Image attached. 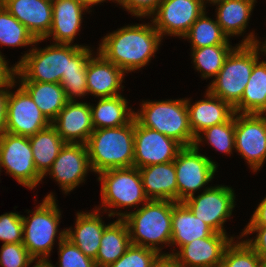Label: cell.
Segmentation results:
<instances>
[{
    "label": "cell",
    "mask_w": 266,
    "mask_h": 267,
    "mask_svg": "<svg viewBox=\"0 0 266 267\" xmlns=\"http://www.w3.org/2000/svg\"><path fill=\"white\" fill-rule=\"evenodd\" d=\"M105 1L106 0H100V4L105 2ZM107 1L115 2V3H117V5H120V6L125 2V0H107Z\"/></svg>",
    "instance_id": "obj_50"
},
{
    "label": "cell",
    "mask_w": 266,
    "mask_h": 267,
    "mask_svg": "<svg viewBox=\"0 0 266 267\" xmlns=\"http://www.w3.org/2000/svg\"><path fill=\"white\" fill-rule=\"evenodd\" d=\"M247 225H266V195L257 205Z\"/></svg>",
    "instance_id": "obj_45"
},
{
    "label": "cell",
    "mask_w": 266,
    "mask_h": 267,
    "mask_svg": "<svg viewBox=\"0 0 266 267\" xmlns=\"http://www.w3.org/2000/svg\"><path fill=\"white\" fill-rule=\"evenodd\" d=\"M160 256V253L153 249L131 244L126 252L109 267H152Z\"/></svg>",
    "instance_id": "obj_38"
},
{
    "label": "cell",
    "mask_w": 266,
    "mask_h": 267,
    "mask_svg": "<svg viewBox=\"0 0 266 267\" xmlns=\"http://www.w3.org/2000/svg\"><path fill=\"white\" fill-rule=\"evenodd\" d=\"M206 7L203 0H162L150 21L162 39L166 35L182 39Z\"/></svg>",
    "instance_id": "obj_13"
},
{
    "label": "cell",
    "mask_w": 266,
    "mask_h": 267,
    "mask_svg": "<svg viewBox=\"0 0 266 267\" xmlns=\"http://www.w3.org/2000/svg\"><path fill=\"white\" fill-rule=\"evenodd\" d=\"M162 37L151 22L125 25L106 34L97 51L125 74L148 65L159 50Z\"/></svg>",
    "instance_id": "obj_2"
},
{
    "label": "cell",
    "mask_w": 266,
    "mask_h": 267,
    "mask_svg": "<svg viewBox=\"0 0 266 267\" xmlns=\"http://www.w3.org/2000/svg\"><path fill=\"white\" fill-rule=\"evenodd\" d=\"M6 170L18 184L33 190L43 180L37 171L29 137L5 132L0 137V173Z\"/></svg>",
    "instance_id": "obj_10"
},
{
    "label": "cell",
    "mask_w": 266,
    "mask_h": 267,
    "mask_svg": "<svg viewBox=\"0 0 266 267\" xmlns=\"http://www.w3.org/2000/svg\"><path fill=\"white\" fill-rule=\"evenodd\" d=\"M162 0H125L121 5L132 16L150 18Z\"/></svg>",
    "instance_id": "obj_43"
},
{
    "label": "cell",
    "mask_w": 266,
    "mask_h": 267,
    "mask_svg": "<svg viewBox=\"0 0 266 267\" xmlns=\"http://www.w3.org/2000/svg\"><path fill=\"white\" fill-rule=\"evenodd\" d=\"M229 236L215 232L210 237L183 245L178 251L174 248L166 255L172 256L180 267H221L226 247L236 239L234 235Z\"/></svg>",
    "instance_id": "obj_17"
},
{
    "label": "cell",
    "mask_w": 266,
    "mask_h": 267,
    "mask_svg": "<svg viewBox=\"0 0 266 267\" xmlns=\"http://www.w3.org/2000/svg\"><path fill=\"white\" fill-rule=\"evenodd\" d=\"M32 267H51L47 262H35Z\"/></svg>",
    "instance_id": "obj_49"
},
{
    "label": "cell",
    "mask_w": 266,
    "mask_h": 267,
    "mask_svg": "<svg viewBox=\"0 0 266 267\" xmlns=\"http://www.w3.org/2000/svg\"><path fill=\"white\" fill-rule=\"evenodd\" d=\"M183 146L175 139L156 130L141 126L134 119L133 167L172 162Z\"/></svg>",
    "instance_id": "obj_14"
},
{
    "label": "cell",
    "mask_w": 266,
    "mask_h": 267,
    "mask_svg": "<svg viewBox=\"0 0 266 267\" xmlns=\"http://www.w3.org/2000/svg\"><path fill=\"white\" fill-rule=\"evenodd\" d=\"M172 208L173 201L149 200L135 211H129L122 219L127 224L131 244L166 255L162 249L164 244L170 247Z\"/></svg>",
    "instance_id": "obj_4"
},
{
    "label": "cell",
    "mask_w": 266,
    "mask_h": 267,
    "mask_svg": "<svg viewBox=\"0 0 266 267\" xmlns=\"http://www.w3.org/2000/svg\"><path fill=\"white\" fill-rule=\"evenodd\" d=\"M10 91L7 110L6 132L30 137L49 127L51 122L33 102L28 92L19 84Z\"/></svg>",
    "instance_id": "obj_16"
},
{
    "label": "cell",
    "mask_w": 266,
    "mask_h": 267,
    "mask_svg": "<svg viewBox=\"0 0 266 267\" xmlns=\"http://www.w3.org/2000/svg\"><path fill=\"white\" fill-rule=\"evenodd\" d=\"M51 125L65 143L86 144L94 131L90 102L68 101Z\"/></svg>",
    "instance_id": "obj_18"
},
{
    "label": "cell",
    "mask_w": 266,
    "mask_h": 267,
    "mask_svg": "<svg viewBox=\"0 0 266 267\" xmlns=\"http://www.w3.org/2000/svg\"><path fill=\"white\" fill-rule=\"evenodd\" d=\"M253 233H256V236L245 241L266 264V225H246L240 236L244 238Z\"/></svg>",
    "instance_id": "obj_42"
},
{
    "label": "cell",
    "mask_w": 266,
    "mask_h": 267,
    "mask_svg": "<svg viewBox=\"0 0 266 267\" xmlns=\"http://www.w3.org/2000/svg\"><path fill=\"white\" fill-rule=\"evenodd\" d=\"M237 240L226 247L221 267H263L264 262L260 256L247 244L244 238ZM239 240V241H238Z\"/></svg>",
    "instance_id": "obj_36"
},
{
    "label": "cell",
    "mask_w": 266,
    "mask_h": 267,
    "mask_svg": "<svg viewBox=\"0 0 266 267\" xmlns=\"http://www.w3.org/2000/svg\"><path fill=\"white\" fill-rule=\"evenodd\" d=\"M123 95L110 98H98L97 104H90L92 125L94 130L120 127L134 118V110L128 106Z\"/></svg>",
    "instance_id": "obj_27"
},
{
    "label": "cell",
    "mask_w": 266,
    "mask_h": 267,
    "mask_svg": "<svg viewBox=\"0 0 266 267\" xmlns=\"http://www.w3.org/2000/svg\"><path fill=\"white\" fill-rule=\"evenodd\" d=\"M261 43H262V46L264 48L265 56H266V39L264 40V42H261Z\"/></svg>",
    "instance_id": "obj_52"
},
{
    "label": "cell",
    "mask_w": 266,
    "mask_h": 267,
    "mask_svg": "<svg viewBox=\"0 0 266 267\" xmlns=\"http://www.w3.org/2000/svg\"><path fill=\"white\" fill-rule=\"evenodd\" d=\"M87 6L89 9L94 7V5L100 4V0H76Z\"/></svg>",
    "instance_id": "obj_48"
},
{
    "label": "cell",
    "mask_w": 266,
    "mask_h": 267,
    "mask_svg": "<svg viewBox=\"0 0 266 267\" xmlns=\"http://www.w3.org/2000/svg\"><path fill=\"white\" fill-rule=\"evenodd\" d=\"M236 46L213 45L201 48H191V59L194 69L200 72L203 79L212 80L217 76L224 61Z\"/></svg>",
    "instance_id": "obj_33"
},
{
    "label": "cell",
    "mask_w": 266,
    "mask_h": 267,
    "mask_svg": "<svg viewBox=\"0 0 266 267\" xmlns=\"http://www.w3.org/2000/svg\"><path fill=\"white\" fill-rule=\"evenodd\" d=\"M260 60L253 66L242 99L233 107L235 113L266 115V60Z\"/></svg>",
    "instance_id": "obj_29"
},
{
    "label": "cell",
    "mask_w": 266,
    "mask_h": 267,
    "mask_svg": "<svg viewBox=\"0 0 266 267\" xmlns=\"http://www.w3.org/2000/svg\"><path fill=\"white\" fill-rule=\"evenodd\" d=\"M58 267H96L95 260L84 255L82 251L66 237L58 244ZM51 260L47 263L56 267Z\"/></svg>",
    "instance_id": "obj_37"
},
{
    "label": "cell",
    "mask_w": 266,
    "mask_h": 267,
    "mask_svg": "<svg viewBox=\"0 0 266 267\" xmlns=\"http://www.w3.org/2000/svg\"><path fill=\"white\" fill-rule=\"evenodd\" d=\"M235 192L226 185H214L201 194L192 195L184 203L200 220L216 233L227 234L224 224L232 216L235 207Z\"/></svg>",
    "instance_id": "obj_11"
},
{
    "label": "cell",
    "mask_w": 266,
    "mask_h": 267,
    "mask_svg": "<svg viewBox=\"0 0 266 267\" xmlns=\"http://www.w3.org/2000/svg\"><path fill=\"white\" fill-rule=\"evenodd\" d=\"M235 113L225 123L211 126L195 137L194 146L199 147L204 141L210 144L215 151L231 155L235 150ZM203 142V143H202Z\"/></svg>",
    "instance_id": "obj_35"
},
{
    "label": "cell",
    "mask_w": 266,
    "mask_h": 267,
    "mask_svg": "<svg viewBox=\"0 0 266 267\" xmlns=\"http://www.w3.org/2000/svg\"><path fill=\"white\" fill-rule=\"evenodd\" d=\"M200 147L183 146L174 160L177 180V202H184L196 191L206 190L218 169L210 157L199 152ZM201 188H203L201 190Z\"/></svg>",
    "instance_id": "obj_9"
},
{
    "label": "cell",
    "mask_w": 266,
    "mask_h": 267,
    "mask_svg": "<svg viewBox=\"0 0 266 267\" xmlns=\"http://www.w3.org/2000/svg\"><path fill=\"white\" fill-rule=\"evenodd\" d=\"M92 172L133 167L134 118L126 125L96 129L87 143Z\"/></svg>",
    "instance_id": "obj_6"
},
{
    "label": "cell",
    "mask_w": 266,
    "mask_h": 267,
    "mask_svg": "<svg viewBox=\"0 0 266 267\" xmlns=\"http://www.w3.org/2000/svg\"><path fill=\"white\" fill-rule=\"evenodd\" d=\"M235 150L249 168L260 171L266 160L265 114L235 113Z\"/></svg>",
    "instance_id": "obj_12"
},
{
    "label": "cell",
    "mask_w": 266,
    "mask_h": 267,
    "mask_svg": "<svg viewBox=\"0 0 266 267\" xmlns=\"http://www.w3.org/2000/svg\"><path fill=\"white\" fill-rule=\"evenodd\" d=\"M36 40L44 39L52 26V0H0Z\"/></svg>",
    "instance_id": "obj_19"
},
{
    "label": "cell",
    "mask_w": 266,
    "mask_h": 267,
    "mask_svg": "<svg viewBox=\"0 0 266 267\" xmlns=\"http://www.w3.org/2000/svg\"><path fill=\"white\" fill-rule=\"evenodd\" d=\"M90 171L92 169L86 144L65 143L43 178L49 174L58 183L63 194L67 195L86 181Z\"/></svg>",
    "instance_id": "obj_15"
},
{
    "label": "cell",
    "mask_w": 266,
    "mask_h": 267,
    "mask_svg": "<svg viewBox=\"0 0 266 267\" xmlns=\"http://www.w3.org/2000/svg\"><path fill=\"white\" fill-rule=\"evenodd\" d=\"M256 0H219L216 6V21L228 38L246 33Z\"/></svg>",
    "instance_id": "obj_26"
},
{
    "label": "cell",
    "mask_w": 266,
    "mask_h": 267,
    "mask_svg": "<svg viewBox=\"0 0 266 267\" xmlns=\"http://www.w3.org/2000/svg\"><path fill=\"white\" fill-rule=\"evenodd\" d=\"M206 10L191 25L182 39L189 40L191 48H201L213 45H231L230 39L223 32L216 19L207 16Z\"/></svg>",
    "instance_id": "obj_32"
},
{
    "label": "cell",
    "mask_w": 266,
    "mask_h": 267,
    "mask_svg": "<svg viewBox=\"0 0 266 267\" xmlns=\"http://www.w3.org/2000/svg\"><path fill=\"white\" fill-rule=\"evenodd\" d=\"M203 1H204L205 5H206L208 3L213 4L214 2L219 1V0H203Z\"/></svg>",
    "instance_id": "obj_51"
},
{
    "label": "cell",
    "mask_w": 266,
    "mask_h": 267,
    "mask_svg": "<svg viewBox=\"0 0 266 267\" xmlns=\"http://www.w3.org/2000/svg\"><path fill=\"white\" fill-rule=\"evenodd\" d=\"M100 210L77 212L74 229H66V238L76 245L84 255L96 259L104 229L108 226L102 220ZM100 213V214H99Z\"/></svg>",
    "instance_id": "obj_23"
},
{
    "label": "cell",
    "mask_w": 266,
    "mask_h": 267,
    "mask_svg": "<svg viewBox=\"0 0 266 267\" xmlns=\"http://www.w3.org/2000/svg\"><path fill=\"white\" fill-rule=\"evenodd\" d=\"M152 267H180L172 256L161 255Z\"/></svg>",
    "instance_id": "obj_47"
},
{
    "label": "cell",
    "mask_w": 266,
    "mask_h": 267,
    "mask_svg": "<svg viewBox=\"0 0 266 267\" xmlns=\"http://www.w3.org/2000/svg\"><path fill=\"white\" fill-rule=\"evenodd\" d=\"M97 176L98 182L101 183V204L95 209L107 212L109 218L114 216L123 218L128 213V207L138 209L140 204L143 205L149 201L144 191L140 171L136 167L109 169ZM116 208H126V211H118L115 210Z\"/></svg>",
    "instance_id": "obj_7"
},
{
    "label": "cell",
    "mask_w": 266,
    "mask_h": 267,
    "mask_svg": "<svg viewBox=\"0 0 266 267\" xmlns=\"http://www.w3.org/2000/svg\"><path fill=\"white\" fill-rule=\"evenodd\" d=\"M4 55H0V87L8 83L14 77L15 66L9 67L8 60Z\"/></svg>",
    "instance_id": "obj_46"
},
{
    "label": "cell",
    "mask_w": 266,
    "mask_h": 267,
    "mask_svg": "<svg viewBox=\"0 0 266 267\" xmlns=\"http://www.w3.org/2000/svg\"><path fill=\"white\" fill-rule=\"evenodd\" d=\"M42 41L36 40L29 53L14 64L16 82L60 83L63 75L87 73L88 60L94 55L90 46L52 43L37 48L35 45Z\"/></svg>",
    "instance_id": "obj_1"
},
{
    "label": "cell",
    "mask_w": 266,
    "mask_h": 267,
    "mask_svg": "<svg viewBox=\"0 0 266 267\" xmlns=\"http://www.w3.org/2000/svg\"><path fill=\"white\" fill-rule=\"evenodd\" d=\"M36 260L22 243L2 244L0 250L1 267H29Z\"/></svg>",
    "instance_id": "obj_39"
},
{
    "label": "cell",
    "mask_w": 266,
    "mask_h": 267,
    "mask_svg": "<svg viewBox=\"0 0 266 267\" xmlns=\"http://www.w3.org/2000/svg\"><path fill=\"white\" fill-rule=\"evenodd\" d=\"M60 85L63 87L68 101H77V97L81 99L88 94L86 73L63 75Z\"/></svg>",
    "instance_id": "obj_41"
},
{
    "label": "cell",
    "mask_w": 266,
    "mask_h": 267,
    "mask_svg": "<svg viewBox=\"0 0 266 267\" xmlns=\"http://www.w3.org/2000/svg\"><path fill=\"white\" fill-rule=\"evenodd\" d=\"M31 96L46 118L52 122L68 100L60 83L17 82Z\"/></svg>",
    "instance_id": "obj_30"
},
{
    "label": "cell",
    "mask_w": 266,
    "mask_h": 267,
    "mask_svg": "<svg viewBox=\"0 0 266 267\" xmlns=\"http://www.w3.org/2000/svg\"><path fill=\"white\" fill-rule=\"evenodd\" d=\"M56 200L50 192L35 206L33 212L26 210L28 216L22 215V244L36 262H47L55 242L59 244L66 237V229L58 231L62 214Z\"/></svg>",
    "instance_id": "obj_5"
},
{
    "label": "cell",
    "mask_w": 266,
    "mask_h": 267,
    "mask_svg": "<svg viewBox=\"0 0 266 267\" xmlns=\"http://www.w3.org/2000/svg\"><path fill=\"white\" fill-rule=\"evenodd\" d=\"M87 63V91L95 98H110L121 95L125 73L98 51Z\"/></svg>",
    "instance_id": "obj_20"
},
{
    "label": "cell",
    "mask_w": 266,
    "mask_h": 267,
    "mask_svg": "<svg viewBox=\"0 0 266 267\" xmlns=\"http://www.w3.org/2000/svg\"><path fill=\"white\" fill-rule=\"evenodd\" d=\"M53 21L48 35L55 44H72L81 30L83 15L91 10L76 0H52ZM90 10V11H89Z\"/></svg>",
    "instance_id": "obj_21"
},
{
    "label": "cell",
    "mask_w": 266,
    "mask_h": 267,
    "mask_svg": "<svg viewBox=\"0 0 266 267\" xmlns=\"http://www.w3.org/2000/svg\"><path fill=\"white\" fill-rule=\"evenodd\" d=\"M215 231L197 218L184 202L173 201L172 238L170 246L179 250L193 240L210 237Z\"/></svg>",
    "instance_id": "obj_25"
},
{
    "label": "cell",
    "mask_w": 266,
    "mask_h": 267,
    "mask_svg": "<svg viewBox=\"0 0 266 267\" xmlns=\"http://www.w3.org/2000/svg\"><path fill=\"white\" fill-rule=\"evenodd\" d=\"M35 42L36 39L28 29L0 3V45L22 48L32 46Z\"/></svg>",
    "instance_id": "obj_34"
},
{
    "label": "cell",
    "mask_w": 266,
    "mask_h": 267,
    "mask_svg": "<svg viewBox=\"0 0 266 267\" xmlns=\"http://www.w3.org/2000/svg\"><path fill=\"white\" fill-rule=\"evenodd\" d=\"M0 240L3 244L23 242V221L20 213L0 215Z\"/></svg>",
    "instance_id": "obj_40"
},
{
    "label": "cell",
    "mask_w": 266,
    "mask_h": 267,
    "mask_svg": "<svg viewBox=\"0 0 266 267\" xmlns=\"http://www.w3.org/2000/svg\"><path fill=\"white\" fill-rule=\"evenodd\" d=\"M29 141L35 167L44 176L52 167L65 142L52 125L30 136Z\"/></svg>",
    "instance_id": "obj_31"
},
{
    "label": "cell",
    "mask_w": 266,
    "mask_h": 267,
    "mask_svg": "<svg viewBox=\"0 0 266 267\" xmlns=\"http://www.w3.org/2000/svg\"><path fill=\"white\" fill-rule=\"evenodd\" d=\"M204 99L191 104L186 98L190 127L194 137L205 129L227 122L234 115V108L226 101L212 95L207 89Z\"/></svg>",
    "instance_id": "obj_22"
},
{
    "label": "cell",
    "mask_w": 266,
    "mask_h": 267,
    "mask_svg": "<svg viewBox=\"0 0 266 267\" xmlns=\"http://www.w3.org/2000/svg\"><path fill=\"white\" fill-rule=\"evenodd\" d=\"M131 246L129 230L122 218L111 222L104 229L95 259L96 267H109Z\"/></svg>",
    "instance_id": "obj_28"
},
{
    "label": "cell",
    "mask_w": 266,
    "mask_h": 267,
    "mask_svg": "<svg viewBox=\"0 0 266 267\" xmlns=\"http://www.w3.org/2000/svg\"><path fill=\"white\" fill-rule=\"evenodd\" d=\"M13 77L8 83L0 87V137L6 132L7 110L10 90L18 86Z\"/></svg>",
    "instance_id": "obj_44"
},
{
    "label": "cell",
    "mask_w": 266,
    "mask_h": 267,
    "mask_svg": "<svg viewBox=\"0 0 266 267\" xmlns=\"http://www.w3.org/2000/svg\"><path fill=\"white\" fill-rule=\"evenodd\" d=\"M144 191L149 200L177 202L174 161L139 168Z\"/></svg>",
    "instance_id": "obj_24"
},
{
    "label": "cell",
    "mask_w": 266,
    "mask_h": 267,
    "mask_svg": "<svg viewBox=\"0 0 266 267\" xmlns=\"http://www.w3.org/2000/svg\"><path fill=\"white\" fill-rule=\"evenodd\" d=\"M134 119L146 128L175 139L182 146H192L195 137L190 127L186 98L161 101L142 100Z\"/></svg>",
    "instance_id": "obj_8"
},
{
    "label": "cell",
    "mask_w": 266,
    "mask_h": 267,
    "mask_svg": "<svg viewBox=\"0 0 266 267\" xmlns=\"http://www.w3.org/2000/svg\"><path fill=\"white\" fill-rule=\"evenodd\" d=\"M254 33L255 31L246 33L244 39L236 44L207 88L212 95L228 102L232 107L242 99L254 64L262 55L265 56L262 41Z\"/></svg>",
    "instance_id": "obj_3"
}]
</instances>
